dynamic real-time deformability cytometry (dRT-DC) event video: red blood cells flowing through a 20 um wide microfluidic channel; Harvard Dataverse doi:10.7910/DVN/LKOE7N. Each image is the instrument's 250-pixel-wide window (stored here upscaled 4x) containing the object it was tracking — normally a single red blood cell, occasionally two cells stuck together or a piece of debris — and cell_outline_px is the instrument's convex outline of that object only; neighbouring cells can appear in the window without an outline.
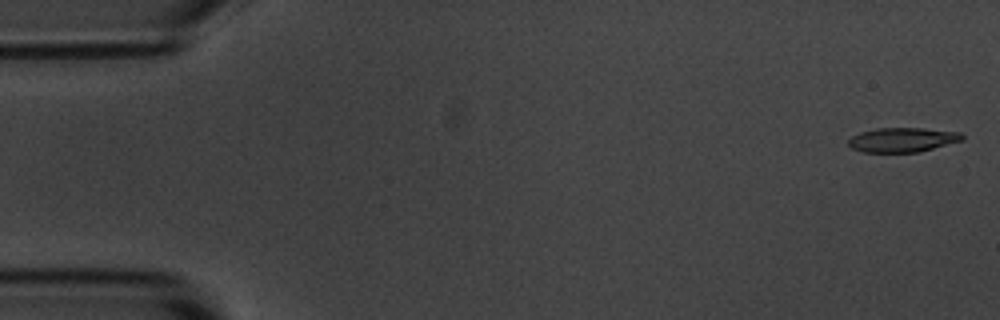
{"species": "common noctule bat (a hibernating species)", "species_latin": "Nyctalus noctula", "temperature_condition": "room temperature", "stored_images_in_passage": 5, "camera_frame_rate_fps": 3000, "um_per_image_px": 0.085, "animal": {"sex": "male", "body_mass_g": 20.1, "forearm_length_mm": 53.5}, "frame": {"image": 1, "passage_image": 1, "time_ms": 0.0, "image_size_px": [1000, 320], "cell_outline_px": [[964, 140], [920, 152], [864, 152], [852, 148], [848, 144], [848, 140], [852, 136], [860, 132], [876, 128], [924, 128], [960, 132], [964, 136]], "centroid_in_image_um": [76.74, 11.88], "position_along_channel_um": 8.3, "area_um2": 16.3}}
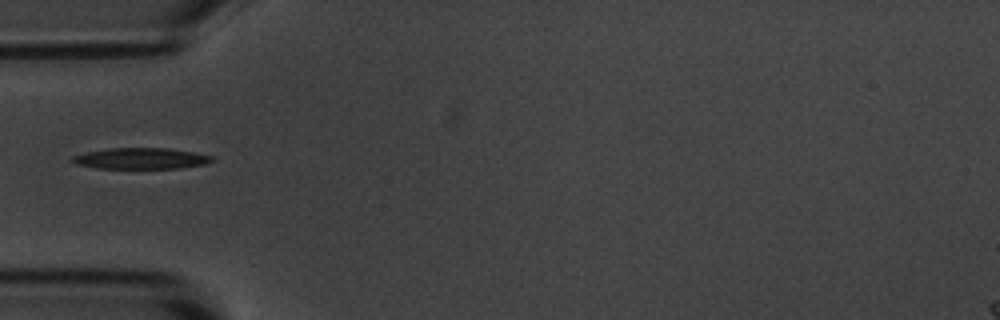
{"frame": {"image": 2, "passage_image": 5, "time_ms": 5.333, "image_size_px": [1000, 320], "cell_outline_px": [[216, 160], [204, 164], [180, 168], [96, 168], [76, 164], [68, 160], [72, 156], [88, 152], [108, 148], [168, 148], [192, 152], [212, 156]], "centroid_in_image_um": [11.96, 13.47], "position_along_channel_um": 73.0, "area_um2": 17.11}}